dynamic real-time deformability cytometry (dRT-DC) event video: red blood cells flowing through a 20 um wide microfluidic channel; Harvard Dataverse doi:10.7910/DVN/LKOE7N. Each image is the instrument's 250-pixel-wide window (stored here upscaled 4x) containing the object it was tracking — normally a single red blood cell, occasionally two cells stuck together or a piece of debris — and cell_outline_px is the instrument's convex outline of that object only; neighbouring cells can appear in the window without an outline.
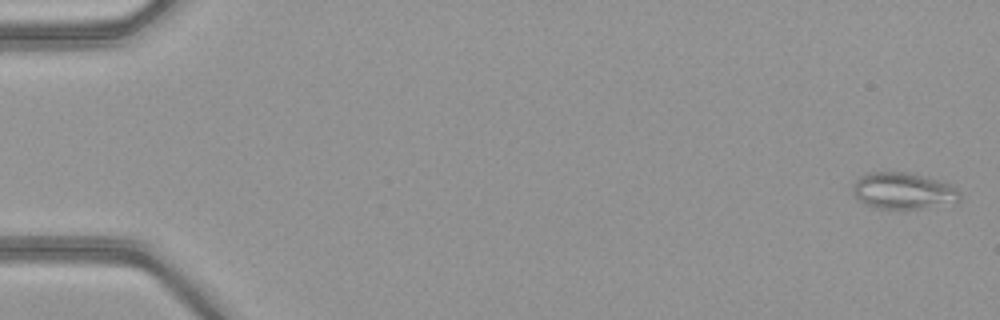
{"species": "common noctule bat (a hibernating species)", "species_latin": "Nyctalus noctula", "temperature_condition": "warm", "stored_images_in_passage": 51, "camera_frame_rate_fps": 3000, "um_per_image_px": 0.085, "animal": {"sex": "female", "body_mass_g": 21.9}, "frame": {"image": 1, "passage_image": 1, "time_ms": 0.0, "image_size_px": [1000, 320], "cell_outline_px": [[960, 200], [920, 208], [872, 208], [864, 204], [852, 192], [852, 184], [860, 176], [868, 172], [908, 172], [936, 180], [948, 184], [956, 188], [960, 192]], "centroid_in_image_um": [76.69, 16.21], "position_along_channel_um": 8.3, "area_um2": 22.37}}
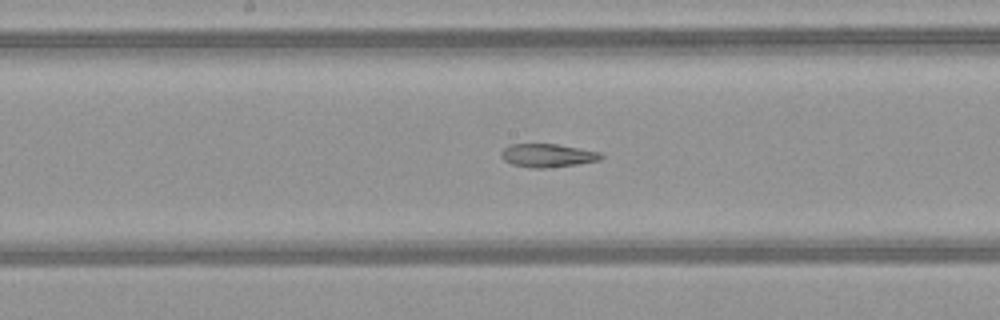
{"frame": {"image": 2, "passage_image": 27, "time_ms": 8.667, "image_size_px": [1000, 320], "cell_outline_px": [[604, 156], [600, 160], [576, 164], [544, 168], [532, 168], [512, 164], [504, 160], [500, 156], [500, 152], [508, 144], [556, 144], [600, 152]], "centroid_in_image_um": [46.51, 13.21], "position_along_channel_um": 201.7, "area_um2": 13.53}}
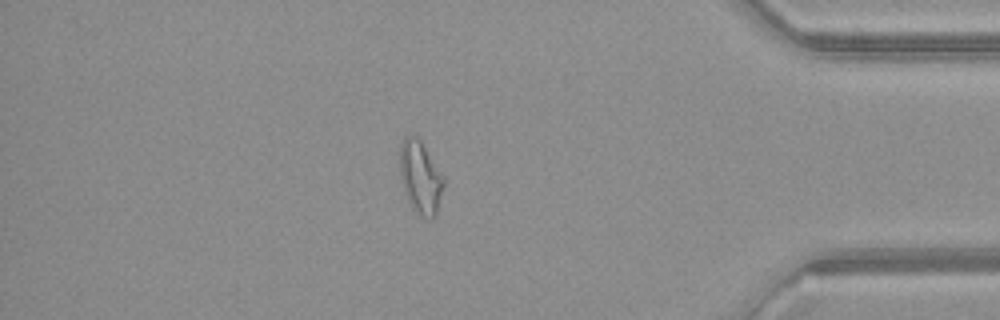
{"frame": {"image": 3, "passage_image": 44, "time_ms": 14.333, "image_size_px": [1000, 320], "cell_outline_px": [[444, 188], [436, 216], [432, 220], [428, 220], [416, 212], [412, 208], [408, 200], [400, 176], [400, 144], [404, 136], [416, 136], [420, 140], [444, 176]], "centroid_in_image_um": [35.75, 15.1], "position_along_channel_um": 399.4, "area_um2": 18.67}, "authors_computed_cell_mechanics": {"area_um2": 17.8602, "velocity_mm_per_s": 4.0873, "shape_relaxation_time_tau1_ms": null, "shape_relaxation_time_tau2_ms": 2.9985, "deformation_change_tau1": null, "deformation_change_tau2": 0.1162}}